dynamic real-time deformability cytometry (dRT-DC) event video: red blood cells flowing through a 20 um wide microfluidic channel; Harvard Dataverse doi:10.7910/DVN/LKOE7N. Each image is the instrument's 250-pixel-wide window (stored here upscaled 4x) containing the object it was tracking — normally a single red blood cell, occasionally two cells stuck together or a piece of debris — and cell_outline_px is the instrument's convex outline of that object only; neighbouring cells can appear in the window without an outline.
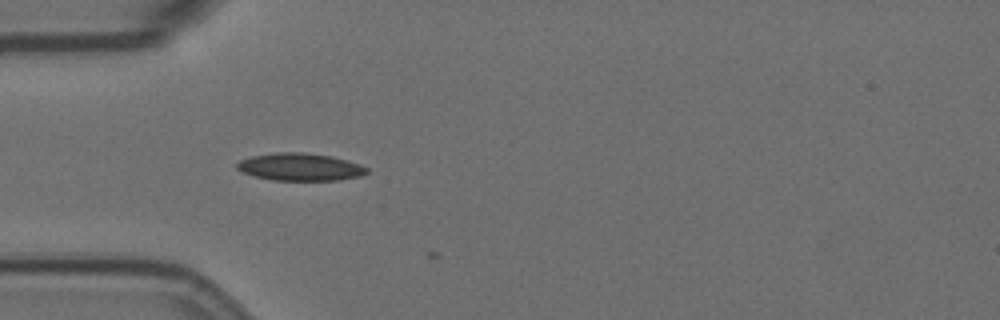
{"species": "Egyptian fruit bat (a non-hibernating species)", "species_latin": "Rousettus aegyptiacus", "temperature_condition": "room temperature", "stored_images_in_passage": 6, "camera_frame_rate_fps": 3000, "um_per_image_px": 0.085, "animal": {"sex": "female"}, "frame": {"image": 1, "passage_image": 4, "time_ms": 1.0, "image_size_px": [1000, 320], "cell_outline_px": [[368, 172], [360, 176], [340, 180], [272, 180], [240, 172], [236, 168], [236, 164], [240, 160], [252, 156], [276, 152], [304, 152], [332, 156], [348, 160], [360, 164], [368, 168]], "centroid_in_image_um": [25.51, 14.18], "position_along_channel_um": 59.5, "area_um2": 20.92}}